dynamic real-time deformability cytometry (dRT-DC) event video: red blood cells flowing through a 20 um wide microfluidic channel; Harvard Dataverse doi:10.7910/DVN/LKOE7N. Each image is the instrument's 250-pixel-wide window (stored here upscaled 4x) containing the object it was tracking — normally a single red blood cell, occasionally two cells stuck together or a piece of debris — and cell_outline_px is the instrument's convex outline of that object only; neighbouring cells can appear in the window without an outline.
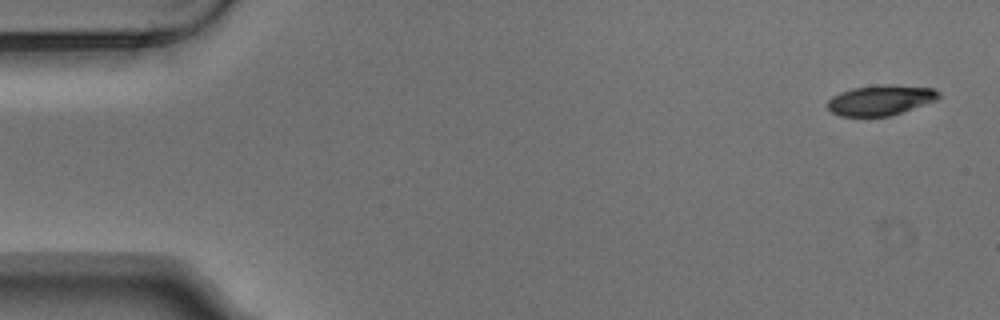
{"species": "Egyptian fruit bat (a non-hibernating species)", "species_latin": "Rousettus aegyptiacus", "temperature_condition": "warm", "stored_images_in_passage": 6, "camera_frame_rate_fps": 3000, "um_per_image_px": 0.085, "animal": {"sex": "male"}, "frame": {"image": 1, "passage_image": 1, "time_ms": 0.0, "image_size_px": [1000, 320], "cell_outline_px": [[940, 96], [936, 100], [892, 116], [840, 116], [832, 112], [828, 108], [828, 100], [832, 96], [840, 92], [852, 88], [884, 84], [892, 84], [932, 88], [940, 92]], "centroid_in_image_um": [74.85, 8.51], "position_along_channel_um": 10.1, "area_um2": 19.65}}
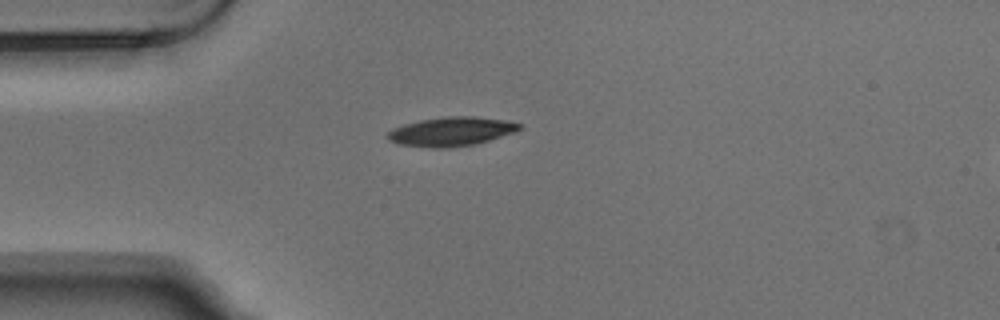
{"frame": {"image": 2, "passage_image": 4, "time_ms": 1.0, "image_size_px": [1000, 320], "cell_outline_px": [[524, 124], [516, 132], [476, 144], [452, 148], [432, 148], [400, 144], [388, 140], [388, 132], [392, 128], [404, 124], [420, 120], [448, 116], [476, 116], [508, 120]], "centroid_in_image_um": [38.41, 11.18], "position_along_channel_um": 46.6, "area_um2": 22.54}}
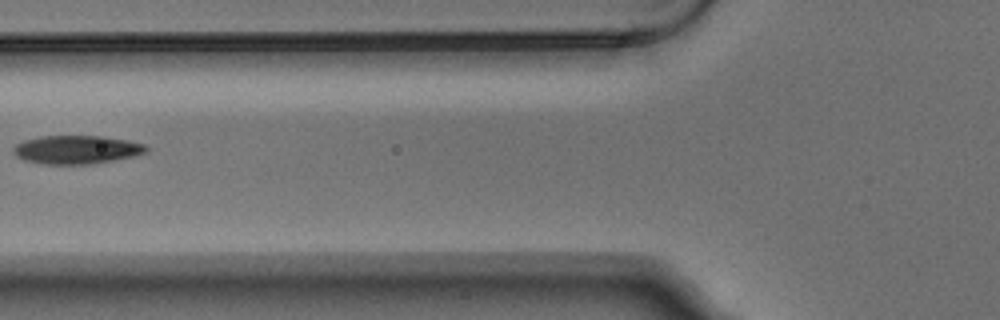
{"frame": {"image": 3, "passage_image": 6, "time_ms": 1.667, "image_size_px": [1000, 320], "cell_outline_px": [[148, 152], [132, 156], [92, 164], [44, 164], [24, 160], [16, 156], [12, 152], [12, 148], [16, 144], [24, 140], [40, 136], [104, 136], [128, 140], [144, 144], [148, 148]], "centroid_in_image_um": [6.49, 12.71], "position_along_channel_um": 119.3, "area_um2": 22.08}}